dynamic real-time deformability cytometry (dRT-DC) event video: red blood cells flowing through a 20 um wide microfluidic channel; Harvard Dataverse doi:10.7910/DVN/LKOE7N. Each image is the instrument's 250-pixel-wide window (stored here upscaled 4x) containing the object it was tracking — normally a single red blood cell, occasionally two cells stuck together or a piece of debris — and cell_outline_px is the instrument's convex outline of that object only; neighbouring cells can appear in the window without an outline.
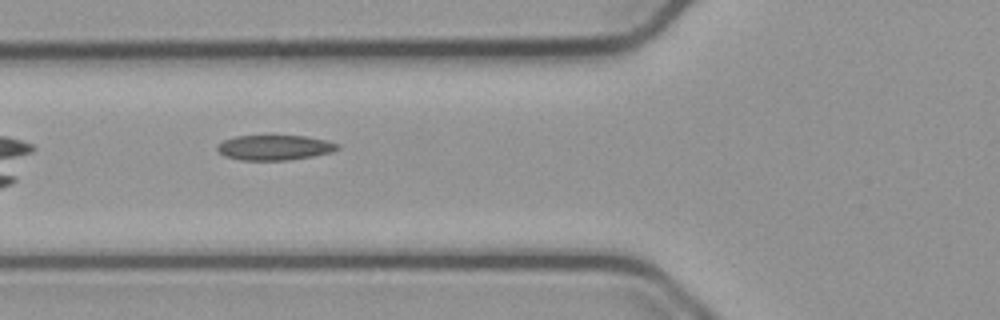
{"species": "common noctule bat (a hibernating species)", "species_latin": "Nyctalus noctula", "temperature_condition": "cold", "stored_images_in_passage": 36, "camera_frame_rate_fps": 3000, "um_per_image_px": 0.085, "animal": {"sex": "male", "body_mass_g": 23.1, "forearm_length_mm": 52.7}, "frame": {"image": 1, "passage_image": 6, "time_ms": 1.667, "image_size_px": [1000, 320], "cell_outline_px": [[340, 148], [332, 152], [312, 156], [288, 160], [240, 160], [228, 156], [220, 152], [216, 148], [224, 140], [236, 136], [304, 136], [324, 140], [340, 144]], "centroid_in_image_um": [23.38, 12.54], "position_along_channel_um": 102.4, "area_um2": 17.28}}
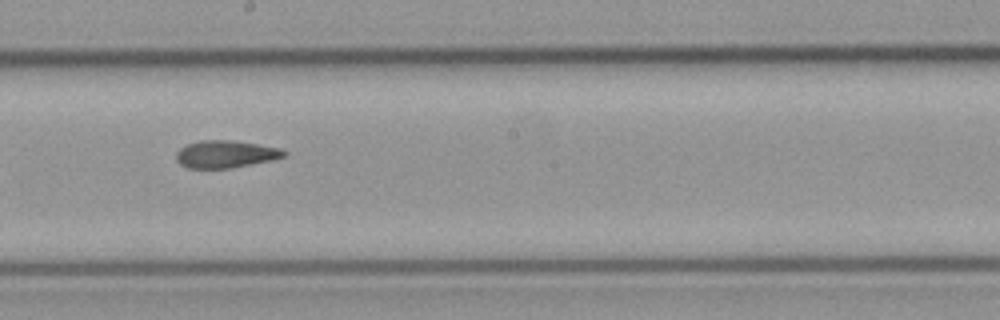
{"frame": {"image": 2, "passage_image": 16, "time_ms": 5.0, "image_size_px": [1000, 320], "cell_outline_px": [[288, 152], [284, 156], [272, 160], [228, 168], [188, 168], [180, 164], [176, 160], [176, 152], [180, 148], [188, 144], [200, 140], [228, 140], [256, 144], [280, 148]], "centroid_in_image_um": [19.15, 13.1], "position_along_channel_um": 229.1, "area_um2": 16.99}}
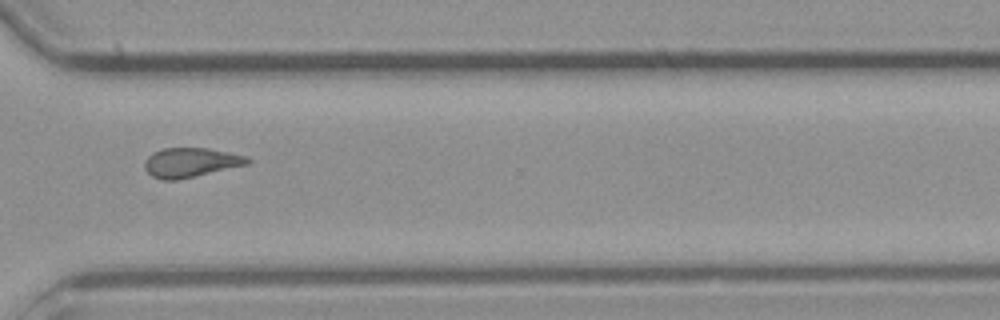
{"frame": {"image": 3, "passage_image": 26, "time_ms": 8.333, "image_size_px": [1000, 320], "cell_outline_px": [[252, 160], [248, 164], [176, 180], [164, 180], [152, 176], [144, 168], [144, 160], [152, 152], [164, 148], [208, 148], [248, 156]], "centroid_in_image_um": [16.19, 13.8], "position_along_channel_um": 354.4, "area_um2": 17.57}, "authors_computed_cell_mechanics": {"area_um2": 17.5712, "velocity_mm_per_s": 3.7694, "shape_relaxation_time_tau1_ms": null, "shape_relaxation_time_tau2_ms": 5.2015, "deformation_change_tau1": null, "deformation_change_tau2": 0.132}}